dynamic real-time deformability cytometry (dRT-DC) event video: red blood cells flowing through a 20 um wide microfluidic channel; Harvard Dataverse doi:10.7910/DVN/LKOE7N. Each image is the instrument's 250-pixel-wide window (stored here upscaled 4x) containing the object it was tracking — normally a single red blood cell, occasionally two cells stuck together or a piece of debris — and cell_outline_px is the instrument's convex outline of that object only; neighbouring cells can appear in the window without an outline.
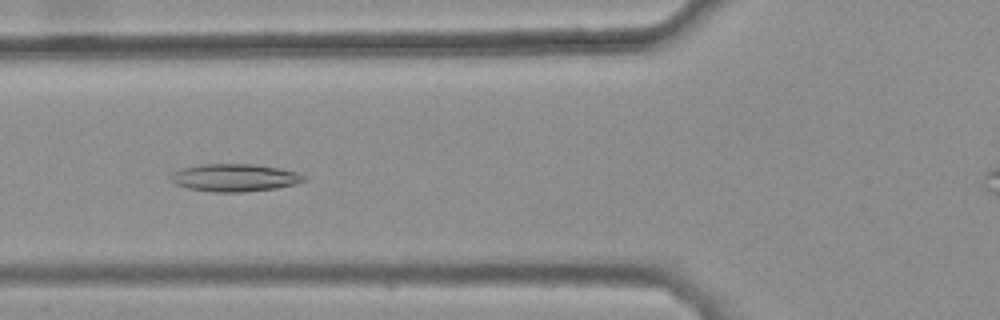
{"species": "common noctule bat (a hibernating species)", "species_latin": "Nyctalus noctula", "temperature_condition": "warm", "stored_images_in_passage": 44, "camera_frame_rate_fps": 3000, "um_per_image_px": 0.085, "animal": {"sex": "female", "body_mass_g": 25.1}, "frame": {"image": 1, "passage_image": 20, "time_ms": 6.333, "image_size_px": [1000, 320], "cell_outline_px": [[308, 180], [296, 184], [276, 188], [244, 192], [212, 192], [188, 188], [176, 184], [172, 180], [172, 172], [184, 168], [200, 164], [252, 164], [276, 168], [296, 172], [304, 176]], "centroid_in_image_um": [19.96, 15.11], "position_along_channel_um": 105.8, "area_um2": 21.21}}
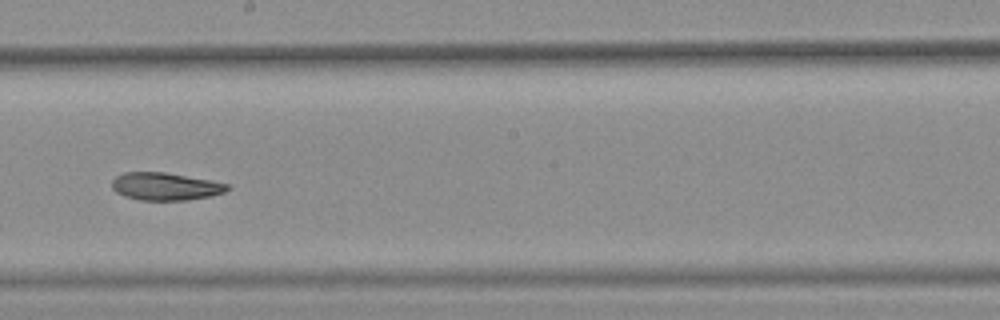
{"frame": {"image": 2, "passage_image": 30, "time_ms": 9.667, "image_size_px": [1000, 320], "cell_outline_px": [[232, 188], [224, 192], [212, 196], [188, 200], [140, 200], [124, 196], [116, 192], [112, 188], [112, 180], [116, 176], [124, 172], [164, 172], [212, 180], [232, 184]], "centroid_in_image_um": [14.11, 15.84], "position_along_channel_um": 234.1, "area_um2": 18.84}}
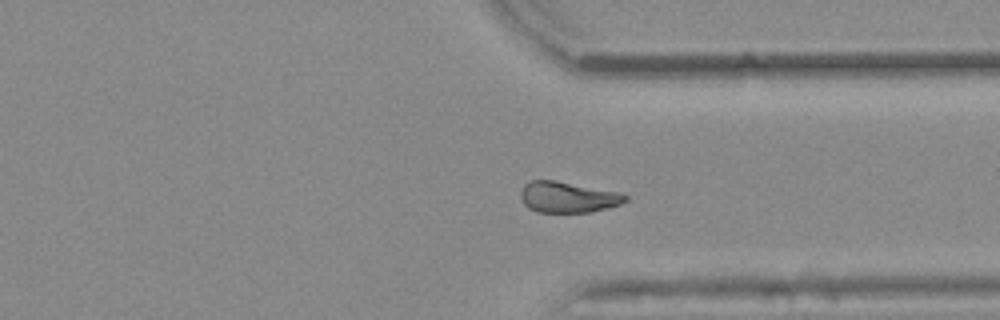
{"frame": {"image": 3, "passage_image": 40, "time_ms": 13.0, "image_size_px": [1000, 320], "cell_outline_px": [[628, 200], [620, 204], [608, 208], [588, 212], [536, 212], [528, 208], [524, 204], [520, 196], [520, 192], [524, 184], [532, 180], [556, 180], [616, 192], [628, 196]], "centroid_in_image_um": [48.22, 16.76], "position_along_channel_um": 363.2, "area_um2": 18.79}, "authors_computed_cell_mechanics": {"area_um2": 19.6231, "velocity_mm_per_s": 3.8518, "shape_relaxation_time_tau1_ms": null, "shape_relaxation_time_tau2_ms": 4.8596, "deformation_change_tau1": null, "deformation_change_tau2": 0.0997}}